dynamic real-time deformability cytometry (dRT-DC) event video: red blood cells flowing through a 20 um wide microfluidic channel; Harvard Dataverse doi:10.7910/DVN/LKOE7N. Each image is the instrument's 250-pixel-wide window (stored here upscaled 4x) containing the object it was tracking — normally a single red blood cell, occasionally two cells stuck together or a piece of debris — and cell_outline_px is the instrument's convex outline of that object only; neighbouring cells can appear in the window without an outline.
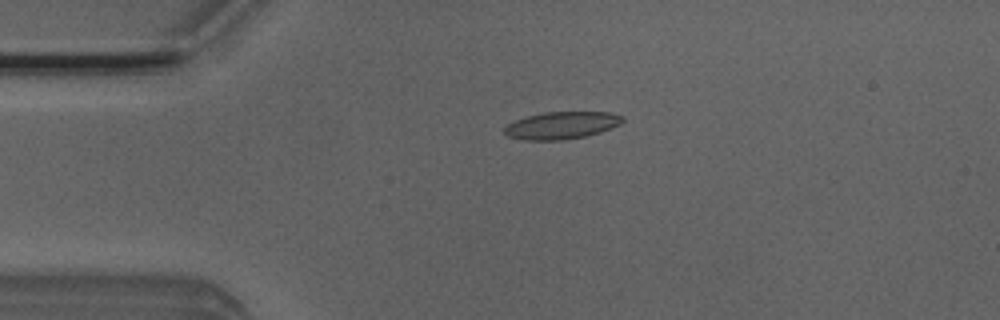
{"species": "Egyptian fruit bat (a non-hibernating species)", "species_latin": "Rousettus aegyptiacus", "temperature_condition": "room temperature", "stored_images_in_passage": 36, "camera_frame_rate_fps": 3000, "um_per_image_px": 0.085, "animal": {"sex": "male"}, "frame": {"image": 1, "passage_image": 1, "time_ms": 0.0, "image_size_px": [1000, 320], "cell_outline_px": [[624, 120], [620, 124], [600, 132], [588, 136], [560, 140], [524, 140], [508, 136], [504, 132], [504, 128], [508, 124], [516, 120], [528, 116], [544, 112], [612, 112], [624, 116]], "centroid_in_image_um": [47.76, 10.65], "position_along_channel_um": 37.2, "area_um2": 18.79}}
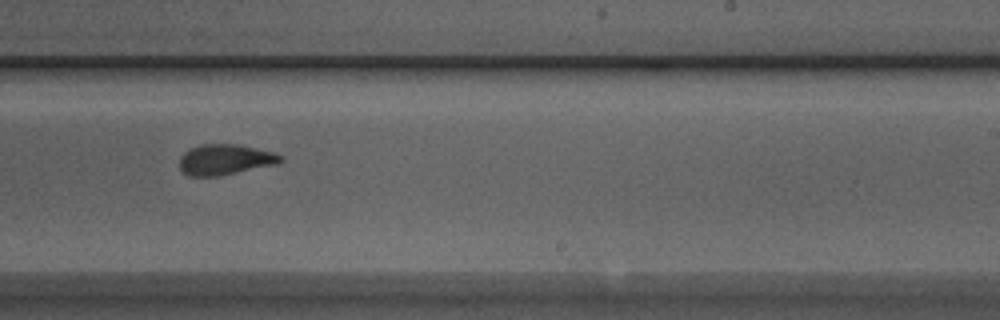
{"frame": {"image": 2, "passage_image": 21, "time_ms": 6.667, "image_size_px": [1000, 320], "cell_outline_px": [[284, 160], [276, 164], [220, 176], [188, 176], [180, 168], [180, 156], [188, 148], [200, 144], [236, 144], [256, 148], [272, 152], [284, 156]], "centroid_in_image_um": [19.12, 13.56], "position_along_channel_um": 269.9, "area_um2": 18.09}}
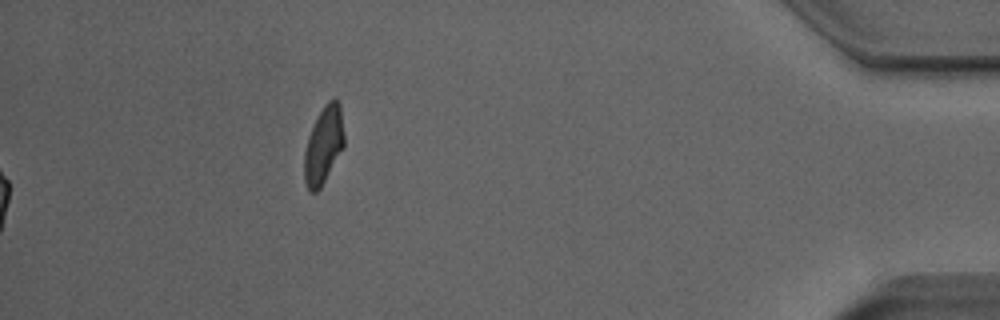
{"frame": {"image": 3, "passage_image": 36, "time_ms": 11.667, "image_size_px": [1000, 320], "cell_outline_px": [[344, 148], [320, 188], [316, 192], [308, 192], [304, 180], [304, 152], [308, 136], [324, 104], [328, 100], [336, 100], [340, 104], [344, 132]], "centroid_in_image_um": [27.5, 12.37], "position_along_channel_um": 407.7, "area_um2": 17.98}, "authors_computed_cell_mechanics": {"area_um2": 18.4671, "velocity_mm_per_s": 3.9478, "shape_relaxation_time_tau1_ms": 6.4498, "shape_relaxation_time_tau2_ms": 2.0761, "deformation_change_tau1": 0.2191, "deformation_change_tau2": 0.0836}}